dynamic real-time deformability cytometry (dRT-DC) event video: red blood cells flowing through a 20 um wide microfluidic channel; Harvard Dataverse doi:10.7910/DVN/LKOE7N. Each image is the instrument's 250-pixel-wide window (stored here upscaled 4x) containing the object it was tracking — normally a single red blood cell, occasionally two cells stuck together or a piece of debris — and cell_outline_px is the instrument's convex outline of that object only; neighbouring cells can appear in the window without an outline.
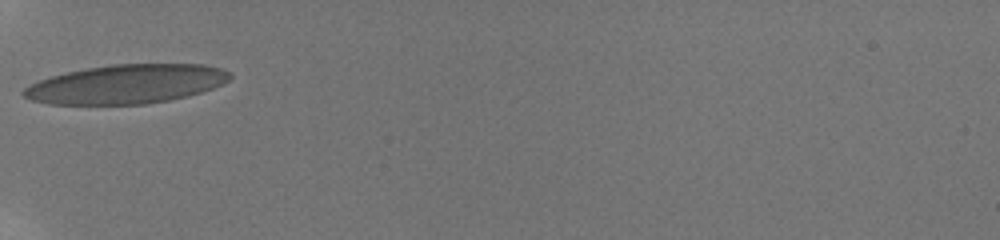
{"species": "human", "species_latin": "Homo sapiens", "temperature_condition": "room temperature", "stored_images_in_passage": 34, "camera_frame_rate_fps": 3000, "um_per_image_px": 0.085, "donor": {"sex": "male"}, "frame": {"image": 1, "passage_image": 1, "time_ms": 0.0, "image_size_px": [1000, 240], "cell_outline_px": [[212, 68], [192, 92], [180, 96], [160, 100], [128, 104], [64, 104], [40, 100], [28, 96], [24, 92], [28, 88], [44, 80], [76, 72], [96, 68], [128, 64], [188, 64]], "centroid_in_image_um": [10.26, 7.17], "position_along_channel_um": 74.7, "area_um2": 40.0}}
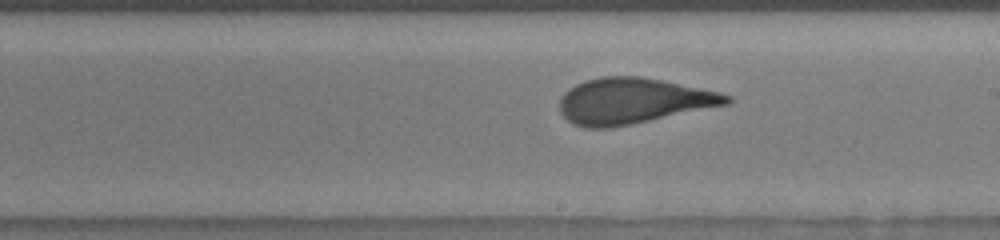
{"frame": {"image": 2, "passage_image": 14, "time_ms": 4.333, "image_size_px": [1000, 240], "cell_outline_px": [[728, 100], [720, 104], [620, 124], [580, 124], [572, 120], [564, 112], [564, 96], [572, 88], [580, 84], [592, 80], [648, 80], [712, 92], [728, 96]], "centroid_in_image_um": [53.77, 8.58], "position_along_channel_um": 235.2, "area_um2": 37.45}}
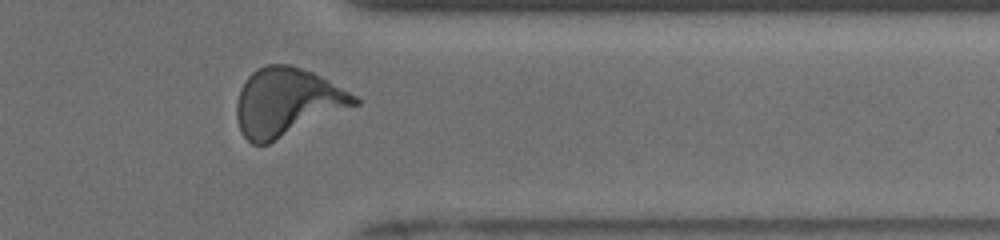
{"frame": {"image": 3, "passage_image": 26, "time_ms": 8.333, "image_size_px": [1000, 240], "cell_outline_px": [[360, 100], [356, 104], [268, 144], [256, 144], [248, 140], [244, 136], [240, 128], [240, 92], [244, 84], [260, 68], [272, 64], [280, 64], [296, 68], [308, 72], [324, 80]], "centroid_in_image_um": [24.37, 8.72], "position_along_channel_um": 387.0, "area_um2": 43.64}, "authors_computed_cell_mechanics": {"area_um2": 39.5063, "velocity_mm_per_s": 3.8349, "shape_relaxation_time_tau1_ms": 6.1623, "shape_relaxation_time_tau2_ms": 0.8762, "deformation_change_tau1": 0.2278, "deformation_change_tau2": 0.0822}}